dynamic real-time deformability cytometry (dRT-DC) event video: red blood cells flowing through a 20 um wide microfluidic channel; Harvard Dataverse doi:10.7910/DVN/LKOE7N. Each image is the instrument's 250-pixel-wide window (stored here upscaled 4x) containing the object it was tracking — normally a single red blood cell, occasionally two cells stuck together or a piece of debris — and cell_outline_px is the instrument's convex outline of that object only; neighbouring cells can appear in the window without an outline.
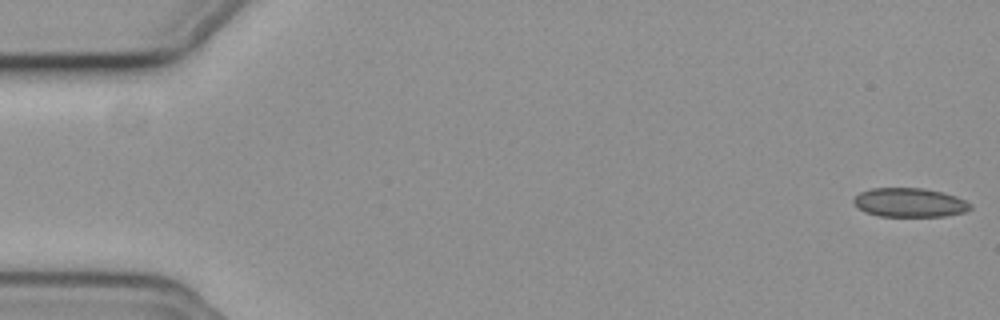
{"species": "common noctule bat (a hibernating species)", "species_latin": "Nyctalus noctula", "temperature_condition": "cold", "stored_images_in_passage": 53, "camera_frame_rate_fps": 3000, "um_per_image_px": 0.085, "animal": {"sex": "female", "body_mass_g": 19.3, "forearm_length_mm": 54.1}, "frame": {"image": 1, "passage_image": 1, "time_ms": 0.0, "image_size_px": [1000, 320], "cell_outline_px": [[972, 208], [964, 212], [944, 216], [880, 216], [868, 212], [860, 208], [852, 200], [860, 192], [872, 188], [924, 188], [944, 192], [956, 196], [972, 204]], "centroid_in_image_um": [77.36, 17.2], "position_along_channel_um": 7.6, "area_um2": 19.59}}
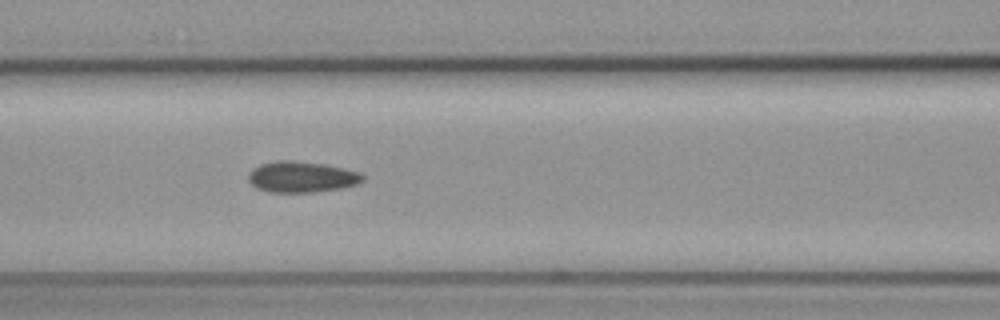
{"frame": {"image": 2, "passage_image": 24, "time_ms": 7.667, "image_size_px": [1000, 320], "cell_outline_px": [[364, 180], [356, 184], [340, 188], [312, 192], [268, 192], [256, 188], [248, 180], [248, 176], [252, 168], [260, 164], [276, 160], [292, 160], [324, 164], [344, 168], [360, 172], [364, 176]], "centroid_in_image_um": [25.61, 15.03], "position_along_channel_um": 141.0, "area_um2": 20.69}}
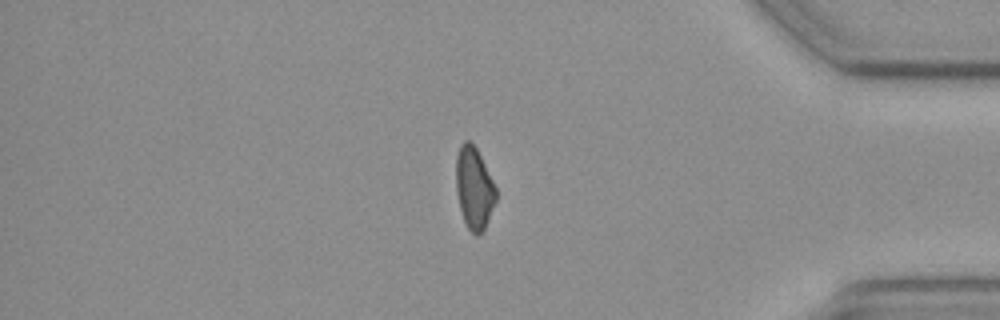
{"frame": {"image": 3, "passage_image": 47, "time_ms": 15.333, "image_size_px": [1000, 320], "cell_outline_px": [[496, 200], [484, 232], [476, 236], [468, 228], [464, 220], [460, 208], [456, 192], [456, 156], [460, 144], [464, 140], [468, 140], [476, 148], [496, 188]], "centroid_in_image_um": [40.29, 16.01], "position_along_channel_um": 394.9, "area_um2": 19.02}}